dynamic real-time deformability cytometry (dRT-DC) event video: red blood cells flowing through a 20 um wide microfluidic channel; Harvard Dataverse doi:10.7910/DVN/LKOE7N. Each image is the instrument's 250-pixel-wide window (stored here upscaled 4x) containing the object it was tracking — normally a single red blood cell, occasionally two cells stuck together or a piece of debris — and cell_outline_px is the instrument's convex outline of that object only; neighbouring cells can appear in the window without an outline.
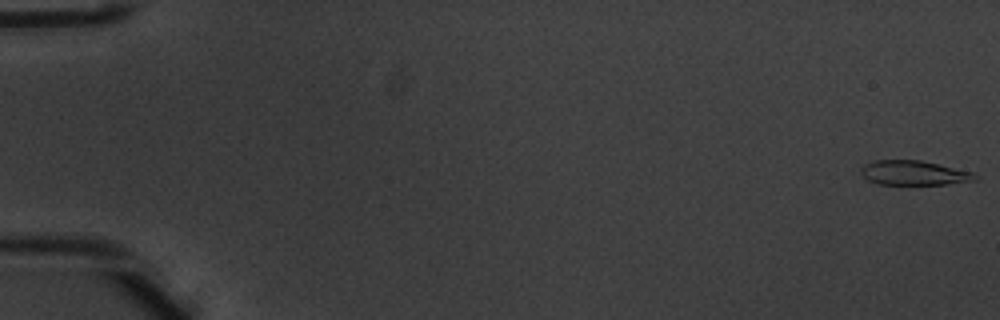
{"species": "common noctule bat (a hibernating species)", "species_latin": "Nyctalus noctula", "temperature_condition": "warm", "stored_images_in_passage": 6, "camera_frame_rate_fps": 3000, "um_per_image_px": 0.085, "animal": {"sex": "male", "body_mass_g": 20.1, "forearm_length_mm": 53.5}, "frame": {"image": 1, "passage_image": 1, "time_ms": 0.0, "image_size_px": [1000, 320], "cell_outline_px": [[980, 176], [976, 180], [944, 184], [876, 184], [868, 180], [860, 172], [860, 168], [864, 164], [872, 160], [920, 160], [972, 172]], "centroid_in_image_um": [77.64, 14.69], "position_along_channel_um": 7.4, "area_um2": 16.24}}
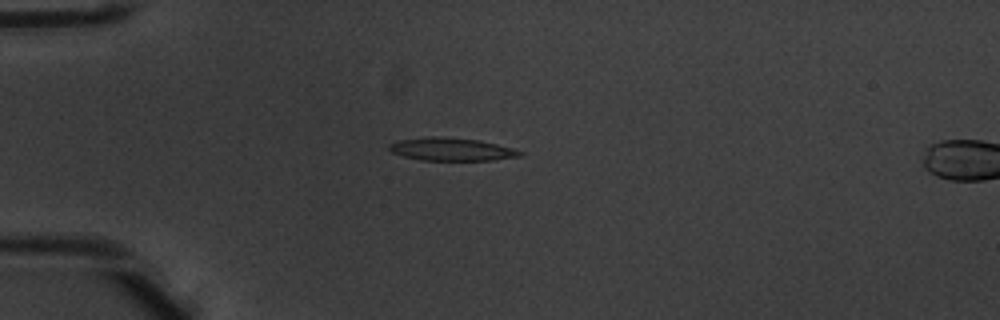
{"frame": {"image": 2, "passage_image": 5, "time_ms": 1.333, "image_size_px": [1000, 320], "cell_outline_px": [[524, 152], [520, 156], [492, 160], [420, 160], [404, 156], [392, 152], [388, 148], [388, 144], [400, 140], [428, 136], [440, 136], [480, 140], [512, 148]], "centroid_in_image_um": [38.36, 12.68], "position_along_channel_um": 46.6, "area_um2": 17.4}}